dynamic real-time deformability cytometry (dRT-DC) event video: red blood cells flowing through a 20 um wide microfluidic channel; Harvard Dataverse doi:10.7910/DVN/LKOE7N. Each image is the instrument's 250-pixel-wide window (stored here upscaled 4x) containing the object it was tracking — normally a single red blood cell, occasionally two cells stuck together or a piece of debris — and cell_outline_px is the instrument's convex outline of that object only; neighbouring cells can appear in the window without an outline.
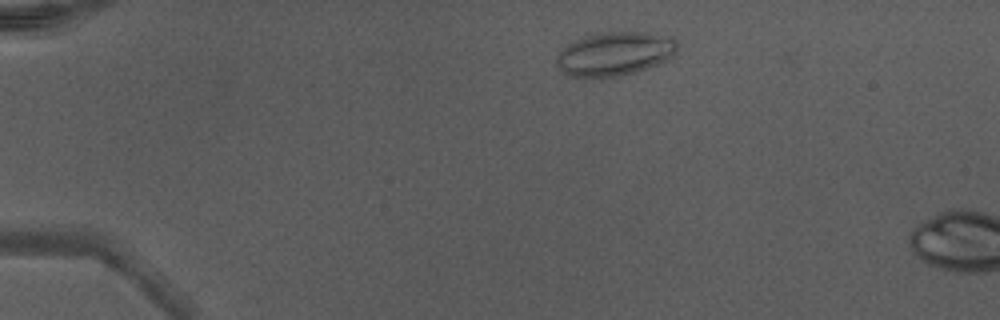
{"species": "Egyptian fruit bat (a non-hibernating species)", "species_latin": "Rousettus aegyptiacus", "temperature_condition": "warm", "stored_images_in_passage": 4, "camera_frame_rate_fps": 3000, "um_per_image_px": 0.085, "animal": {"sex": "male"}, "frame": {"image": 1, "passage_image": 1, "time_ms": 0.0, "image_size_px": [1000, 320], "cell_outline_px": [[676, 52], [668, 60], [636, 72], [620, 76], [584, 80], [568, 76], [560, 72], [556, 64], [556, 56], [568, 44], [576, 40], [596, 32], [644, 32], [672, 36], [676, 40]], "centroid_in_image_um": [52.21, 4.61], "position_along_channel_um": 32.8, "area_um2": 31.56}}